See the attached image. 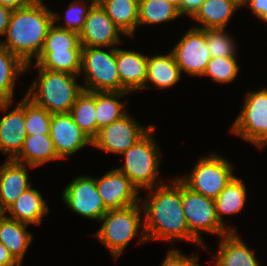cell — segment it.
<instances>
[{"label":"cell","instance_id":"1","mask_svg":"<svg viewBox=\"0 0 267 266\" xmlns=\"http://www.w3.org/2000/svg\"><path fill=\"white\" fill-rule=\"evenodd\" d=\"M143 202L144 227L138 243L152 240L190 242V231L182 207V182L176 177L170 184L149 189Z\"/></svg>","mask_w":267,"mask_h":266},{"label":"cell","instance_id":"2","mask_svg":"<svg viewBox=\"0 0 267 266\" xmlns=\"http://www.w3.org/2000/svg\"><path fill=\"white\" fill-rule=\"evenodd\" d=\"M43 0H34L30 5L12 11L7 40L0 45L31 67L32 57L38 58L50 27L54 24L53 11L46 8Z\"/></svg>","mask_w":267,"mask_h":266},{"label":"cell","instance_id":"3","mask_svg":"<svg viewBox=\"0 0 267 266\" xmlns=\"http://www.w3.org/2000/svg\"><path fill=\"white\" fill-rule=\"evenodd\" d=\"M38 81L27 90L26 96L51 114L69 113L83 86L77 84V76L65 72L41 68Z\"/></svg>","mask_w":267,"mask_h":266},{"label":"cell","instance_id":"4","mask_svg":"<svg viewBox=\"0 0 267 266\" xmlns=\"http://www.w3.org/2000/svg\"><path fill=\"white\" fill-rule=\"evenodd\" d=\"M53 15L54 24L35 63L44 69L79 75L82 59L79 33L57 27L55 22L61 18L58 14Z\"/></svg>","mask_w":267,"mask_h":266},{"label":"cell","instance_id":"5","mask_svg":"<svg viewBox=\"0 0 267 266\" xmlns=\"http://www.w3.org/2000/svg\"><path fill=\"white\" fill-rule=\"evenodd\" d=\"M154 129L155 126H152L140 140L121 154L125 158V163L116 168L125 174L138 190L164 184H160L156 179L159 175L161 155L152 134Z\"/></svg>","mask_w":267,"mask_h":266},{"label":"cell","instance_id":"6","mask_svg":"<svg viewBox=\"0 0 267 266\" xmlns=\"http://www.w3.org/2000/svg\"><path fill=\"white\" fill-rule=\"evenodd\" d=\"M142 212L143 207L136 203L125 208L108 210L100 219L102 224L95 236L111 251L114 260L118 259L130 241L138 236L140 227H144Z\"/></svg>","mask_w":267,"mask_h":266},{"label":"cell","instance_id":"7","mask_svg":"<svg viewBox=\"0 0 267 266\" xmlns=\"http://www.w3.org/2000/svg\"><path fill=\"white\" fill-rule=\"evenodd\" d=\"M182 207L187 226L190 231V242L207 248L201 237V232L218 234V237L229 232H235L236 227H224L216 214L215 199L191 191L182 183Z\"/></svg>","mask_w":267,"mask_h":266},{"label":"cell","instance_id":"8","mask_svg":"<svg viewBox=\"0 0 267 266\" xmlns=\"http://www.w3.org/2000/svg\"><path fill=\"white\" fill-rule=\"evenodd\" d=\"M82 47L81 72L89 92H121V82L116 65V47ZM84 73H83V72Z\"/></svg>","mask_w":267,"mask_h":266},{"label":"cell","instance_id":"9","mask_svg":"<svg viewBox=\"0 0 267 266\" xmlns=\"http://www.w3.org/2000/svg\"><path fill=\"white\" fill-rule=\"evenodd\" d=\"M211 154L199 158L190 175L177 178L191 191L215 199L235 175L232 173L234 167L227 159Z\"/></svg>","mask_w":267,"mask_h":266},{"label":"cell","instance_id":"10","mask_svg":"<svg viewBox=\"0 0 267 266\" xmlns=\"http://www.w3.org/2000/svg\"><path fill=\"white\" fill-rule=\"evenodd\" d=\"M244 98V105L231 131L262 148L267 144V89L248 92Z\"/></svg>","mask_w":267,"mask_h":266},{"label":"cell","instance_id":"11","mask_svg":"<svg viewBox=\"0 0 267 266\" xmlns=\"http://www.w3.org/2000/svg\"><path fill=\"white\" fill-rule=\"evenodd\" d=\"M140 125L129 114L102 127L92 140V146L105 152L122 154L140 140L152 127Z\"/></svg>","mask_w":267,"mask_h":266},{"label":"cell","instance_id":"12","mask_svg":"<svg viewBox=\"0 0 267 266\" xmlns=\"http://www.w3.org/2000/svg\"><path fill=\"white\" fill-rule=\"evenodd\" d=\"M62 197L66 206L75 214L91 220H100L108 211L98 193L94 177H76L66 186Z\"/></svg>","mask_w":267,"mask_h":266},{"label":"cell","instance_id":"13","mask_svg":"<svg viewBox=\"0 0 267 266\" xmlns=\"http://www.w3.org/2000/svg\"><path fill=\"white\" fill-rule=\"evenodd\" d=\"M181 73L185 72L193 77L203 76L208 62L211 60L205 29L194 26L187 31L178 43L170 50Z\"/></svg>","mask_w":267,"mask_h":266},{"label":"cell","instance_id":"14","mask_svg":"<svg viewBox=\"0 0 267 266\" xmlns=\"http://www.w3.org/2000/svg\"><path fill=\"white\" fill-rule=\"evenodd\" d=\"M119 33L123 34L101 5L95 3L87 14L79 39L82 47H116L121 43Z\"/></svg>","mask_w":267,"mask_h":266},{"label":"cell","instance_id":"15","mask_svg":"<svg viewBox=\"0 0 267 266\" xmlns=\"http://www.w3.org/2000/svg\"><path fill=\"white\" fill-rule=\"evenodd\" d=\"M96 188L108 210L125 208L141 200L137 187L116 168L96 178Z\"/></svg>","mask_w":267,"mask_h":266},{"label":"cell","instance_id":"16","mask_svg":"<svg viewBox=\"0 0 267 266\" xmlns=\"http://www.w3.org/2000/svg\"><path fill=\"white\" fill-rule=\"evenodd\" d=\"M50 137L62 159L72 156L86 145L92 146V140L79 128L69 113L52 114Z\"/></svg>","mask_w":267,"mask_h":266},{"label":"cell","instance_id":"17","mask_svg":"<svg viewBox=\"0 0 267 266\" xmlns=\"http://www.w3.org/2000/svg\"><path fill=\"white\" fill-rule=\"evenodd\" d=\"M148 57L139 52L116 47V65L121 82V92L143 90L147 79Z\"/></svg>","mask_w":267,"mask_h":266},{"label":"cell","instance_id":"18","mask_svg":"<svg viewBox=\"0 0 267 266\" xmlns=\"http://www.w3.org/2000/svg\"><path fill=\"white\" fill-rule=\"evenodd\" d=\"M27 165L7 159L0 166V213L5 211L31 185Z\"/></svg>","mask_w":267,"mask_h":266},{"label":"cell","instance_id":"19","mask_svg":"<svg viewBox=\"0 0 267 266\" xmlns=\"http://www.w3.org/2000/svg\"><path fill=\"white\" fill-rule=\"evenodd\" d=\"M26 136L24 96L13 110L0 119V152L13 159L22 149Z\"/></svg>","mask_w":267,"mask_h":266},{"label":"cell","instance_id":"20","mask_svg":"<svg viewBox=\"0 0 267 266\" xmlns=\"http://www.w3.org/2000/svg\"><path fill=\"white\" fill-rule=\"evenodd\" d=\"M41 193L31 186L26 189L5 211L7 217L26 224L40 225L42 218L49 212V207Z\"/></svg>","mask_w":267,"mask_h":266},{"label":"cell","instance_id":"21","mask_svg":"<svg viewBox=\"0 0 267 266\" xmlns=\"http://www.w3.org/2000/svg\"><path fill=\"white\" fill-rule=\"evenodd\" d=\"M214 266H260L254 249H249L236 232L221 236Z\"/></svg>","mask_w":267,"mask_h":266},{"label":"cell","instance_id":"22","mask_svg":"<svg viewBox=\"0 0 267 266\" xmlns=\"http://www.w3.org/2000/svg\"><path fill=\"white\" fill-rule=\"evenodd\" d=\"M28 225L0 213V242L21 266L25 252L33 239V235L27 231Z\"/></svg>","mask_w":267,"mask_h":266},{"label":"cell","instance_id":"23","mask_svg":"<svg viewBox=\"0 0 267 266\" xmlns=\"http://www.w3.org/2000/svg\"><path fill=\"white\" fill-rule=\"evenodd\" d=\"M59 159L61 160L55 150L50 134L27 135L22 149L13 158V160L27 164L31 168Z\"/></svg>","mask_w":267,"mask_h":266},{"label":"cell","instance_id":"24","mask_svg":"<svg viewBox=\"0 0 267 266\" xmlns=\"http://www.w3.org/2000/svg\"><path fill=\"white\" fill-rule=\"evenodd\" d=\"M26 71V65L7 48L0 45V110L12 104L15 80Z\"/></svg>","mask_w":267,"mask_h":266},{"label":"cell","instance_id":"25","mask_svg":"<svg viewBox=\"0 0 267 266\" xmlns=\"http://www.w3.org/2000/svg\"><path fill=\"white\" fill-rule=\"evenodd\" d=\"M242 7L235 0H204L192 17L200 22L198 29H226L227 23L237 9Z\"/></svg>","mask_w":267,"mask_h":266},{"label":"cell","instance_id":"26","mask_svg":"<svg viewBox=\"0 0 267 266\" xmlns=\"http://www.w3.org/2000/svg\"><path fill=\"white\" fill-rule=\"evenodd\" d=\"M180 79L181 71L171 51L166 55L148 56L147 79L143 89L152 87L147 84L148 82L154 84L155 88H169L177 84Z\"/></svg>","mask_w":267,"mask_h":266},{"label":"cell","instance_id":"27","mask_svg":"<svg viewBox=\"0 0 267 266\" xmlns=\"http://www.w3.org/2000/svg\"><path fill=\"white\" fill-rule=\"evenodd\" d=\"M99 4L123 35L134 37L138 27L139 0H102Z\"/></svg>","mask_w":267,"mask_h":266},{"label":"cell","instance_id":"28","mask_svg":"<svg viewBox=\"0 0 267 266\" xmlns=\"http://www.w3.org/2000/svg\"><path fill=\"white\" fill-rule=\"evenodd\" d=\"M246 186L242 179L234 176L225 186L221 193L215 198L216 214L220 223L225 226L223 215H234L239 213L245 206Z\"/></svg>","mask_w":267,"mask_h":266},{"label":"cell","instance_id":"29","mask_svg":"<svg viewBox=\"0 0 267 266\" xmlns=\"http://www.w3.org/2000/svg\"><path fill=\"white\" fill-rule=\"evenodd\" d=\"M96 92H83L77 97L69 114L79 128L93 140L97 136Z\"/></svg>","mask_w":267,"mask_h":266},{"label":"cell","instance_id":"30","mask_svg":"<svg viewBox=\"0 0 267 266\" xmlns=\"http://www.w3.org/2000/svg\"><path fill=\"white\" fill-rule=\"evenodd\" d=\"M128 93L130 92H96L97 134L102 127L127 114L125 113V104L117 99Z\"/></svg>","mask_w":267,"mask_h":266},{"label":"cell","instance_id":"31","mask_svg":"<svg viewBox=\"0 0 267 266\" xmlns=\"http://www.w3.org/2000/svg\"><path fill=\"white\" fill-rule=\"evenodd\" d=\"M178 17V9L164 0H139L138 25L165 23Z\"/></svg>","mask_w":267,"mask_h":266},{"label":"cell","instance_id":"32","mask_svg":"<svg viewBox=\"0 0 267 266\" xmlns=\"http://www.w3.org/2000/svg\"><path fill=\"white\" fill-rule=\"evenodd\" d=\"M52 114L25 95L26 135L50 134Z\"/></svg>","mask_w":267,"mask_h":266},{"label":"cell","instance_id":"33","mask_svg":"<svg viewBox=\"0 0 267 266\" xmlns=\"http://www.w3.org/2000/svg\"><path fill=\"white\" fill-rule=\"evenodd\" d=\"M236 57L237 56L211 58L203 76H211L212 80L219 84L232 82L239 72Z\"/></svg>","mask_w":267,"mask_h":266},{"label":"cell","instance_id":"34","mask_svg":"<svg viewBox=\"0 0 267 266\" xmlns=\"http://www.w3.org/2000/svg\"><path fill=\"white\" fill-rule=\"evenodd\" d=\"M225 29H205L207 47L211 58L236 56L235 40Z\"/></svg>","mask_w":267,"mask_h":266},{"label":"cell","instance_id":"35","mask_svg":"<svg viewBox=\"0 0 267 266\" xmlns=\"http://www.w3.org/2000/svg\"><path fill=\"white\" fill-rule=\"evenodd\" d=\"M82 1H72L65 13V25L56 26L62 29L71 30L79 33L84 26V22L86 20L89 10L95 4L93 0L90 1L91 3L89 5H87L85 0Z\"/></svg>","mask_w":267,"mask_h":266},{"label":"cell","instance_id":"36","mask_svg":"<svg viewBox=\"0 0 267 266\" xmlns=\"http://www.w3.org/2000/svg\"><path fill=\"white\" fill-rule=\"evenodd\" d=\"M199 257L185 256L177 249H170L162 261L161 266H199L197 261Z\"/></svg>","mask_w":267,"mask_h":266},{"label":"cell","instance_id":"37","mask_svg":"<svg viewBox=\"0 0 267 266\" xmlns=\"http://www.w3.org/2000/svg\"><path fill=\"white\" fill-rule=\"evenodd\" d=\"M252 10V13L258 17V19L267 22V0H245L243 6H247Z\"/></svg>","mask_w":267,"mask_h":266},{"label":"cell","instance_id":"38","mask_svg":"<svg viewBox=\"0 0 267 266\" xmlns=\"http://www.w3.org/2000/svg\"><path fill=\"white\" fill-rule=\"evenodd\" d=\"M203 1L204 0H181L180 16H184V14H187L190 17H193L200 9Z\"/></svg>","mask_w":267,"mask_h":266},{"label":"cell","instance_id":"39","mask_svg":"<svg viewBox=\"0 0 267 266\" xmlns=\"http://www.w3.org/2000/svg\"><path fill=\"white\" fill-rule=\"evenodd\" d=\"M0 266H21L0 242Z\"/></svg>","mask_w":267,"mask_h":266},{"label":"cell","instance_id":"40","mask_svg":"<svg viewBox=\"0 0 267 266\" xmlns=\"http://www.w3.org/2000/svg\"><path fill=\"white\" fill-rule=\"evenodd\" d=\"M12 10L0 5V35L4 36L8 29Z\"/></svg>","mask_w":267,"mask_h":266},{"label":"cell","instance_id":"41","mask_svg":"<svg viewBox=\"0 0 267 266\" xmlns=\"http://www.w3.org/2000/svg\"><path fill=\"white\" fill-rule=\"evenodd\" d=\"M34 0H0V5L14 11L30 5Z\"/></svg>","mask_w":267,"mask_h":266},{"label":"cell","instance_id":"42","mask_svg":"<svg viewBox=\"0 0 267 266\" xmlns=\"http://www.w3.org/2000/svg\"><path fill=\"white\" fill-rule=\"evenodd\" d=\"M170 4H172L173 6H175L178 11H179V14H180V4H181V0H164Z\"/></svg>","mask_w":267,"mask_h":266},{"label":"cell","instance_id":"43","mask_svg":"<svg viewBox=\"0 0 267 266\" xmlns=\"http://www.w3.org/2000/svg\"><path fill=\"white\" fill-rule=\"evenodd\" d=\"M236 2H238L242 7H243V4L245 2V0H235Z\"/></svg>","mask_w":267,"mask_h":266},{"label":"cell","instance_id":"44","mask_svg":"<svg viewBox=\"0 0 267 266\" xmlns=\"http://www.w3.org/2000/svg\"><path fill=\"white\" fill-rule=\"evenodd\" d=\"M93 1H94V3H99L102 0H93Z\"/></svg>","mask_w":267,"mask_h":266}]
</instances>
